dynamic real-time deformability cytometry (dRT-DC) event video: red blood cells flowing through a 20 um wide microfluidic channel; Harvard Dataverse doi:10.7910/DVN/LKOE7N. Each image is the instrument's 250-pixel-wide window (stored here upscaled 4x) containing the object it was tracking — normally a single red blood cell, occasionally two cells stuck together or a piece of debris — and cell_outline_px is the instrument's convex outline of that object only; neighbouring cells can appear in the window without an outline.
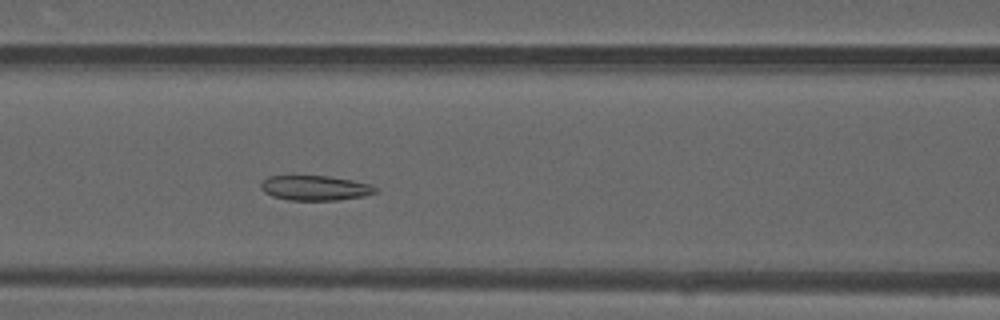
{"species": "common noctule bat (a hibernating species)", "species_latin": "Nyctalus noctula", "temperature_condition": "warm", "stored_images_in_passage": 45, "camera_frame_rate_fps": 3000, "um_per_image_px": 0.085, "animal": {"sex": "male", "forearm_length_mm": 52.5}, "frame": {"image": 1, "passage_image": 17, "time_ms": 5.333, "image_size_px": [1000, 320], "cell_outline_px": [[376, 192], [364, 196], [340, 200], [288, 200], [272, 196], [264, 192], [260, 188], [260, 184], [268, 176], [328, 176], [352, 180], [372, 184], [376, 188]], "centroid_in_image_um": [26.78, 15.98], "position_along_channel_um": 139.8, "area_um2": 16.65}}
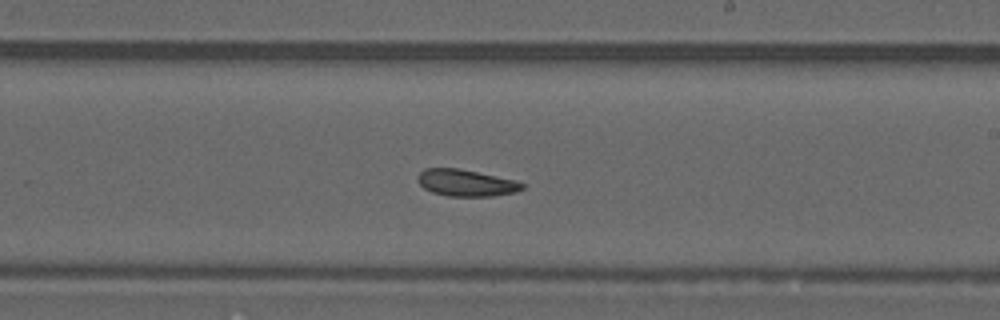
{"frame": {"image": 2, "passage_image": 25, "time_ms": 8.0, "image_size_px": [1000, 320], "cell_outline_px": [[524, 188], [516, 192], [492, 196], [448, 196], [432, 192], [424, 188], [420, 184], [416, 176], [424, 168], [460, 168], [516, 180], [524, 184]], "centroid_in_image_um": [39.61, 15.53], "position_along_channel_um": 249.4, "area_um2": 16.36}}
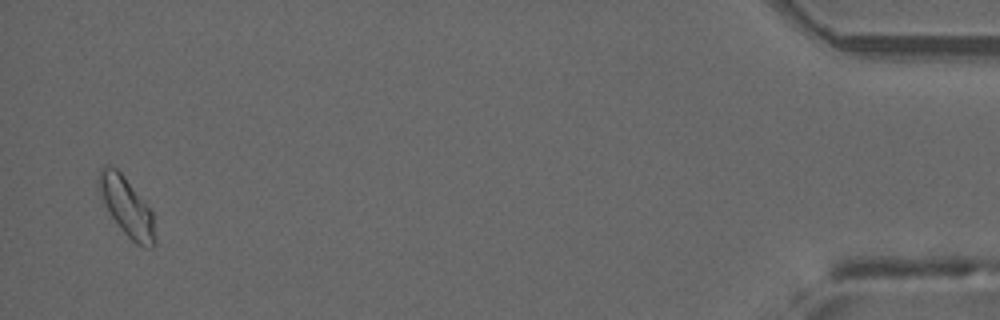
{"frame": {"image": 3, "passage_image": 44, "time_ms": 14.333, "image_size_px": [1000, 320], "cell_outline_px": [[156, 244], [152, 248], [144, 248], [136, 244], [120, 228], [108, 212], [96, 188], [96, 180], [100, 168], [108, 164], [116, 168], [124, 176], [152, 212], [156, 240]], "centroid_in_image_um": [10.73, 17.57], "position_along_channel_um": 424.5, "area_um2": 19.42}, "authors_computed_cell_mechanics": {"area_um2": 17.2822, "velocity_mm_per_s": 4.1319, "shape_relaxation_time_tau1_ms": null, "shape_relaxation_time_tau2_ms": 3.803, "deformation_change_tau1": null, "deformation_change_tau2": 0.093}}